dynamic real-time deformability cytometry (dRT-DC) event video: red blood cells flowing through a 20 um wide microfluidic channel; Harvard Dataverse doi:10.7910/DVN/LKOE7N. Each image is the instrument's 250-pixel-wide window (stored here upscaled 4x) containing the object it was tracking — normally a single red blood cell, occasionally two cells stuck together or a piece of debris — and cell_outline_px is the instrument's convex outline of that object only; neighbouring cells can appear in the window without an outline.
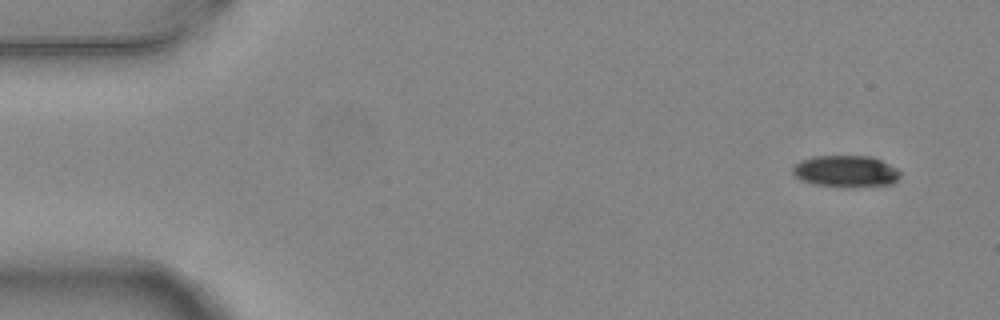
{"species": "common noctule bat (a hibernating species)", "species_latin": "Nyctalus noctula", "temperature_condition": "warm", "stored_images_in_passage": 5, "camera_frame_rate_fps": 3000, "um_per_image_px": 0.085, "animal": {"sex": "female", "body_mass_g": 24.6, "forearm_length_mm": 56.2}, "frame": {"image": 1, "passage_image": 1, "time_ms": 0.0, "image_size_px": [1000, 320], "cell_outline_px": [[900, 176], [892, 184], [844, 188], [812, 184], [800, 180], [792, 176], [792, 168], [800, 160], [816, 156], [872, 156], [896, 168], [900, 172]], "centroid_in_image_um": [71.85, 14.58], "position_along_channel_um": 13.2, "area_um2": 20.11}}
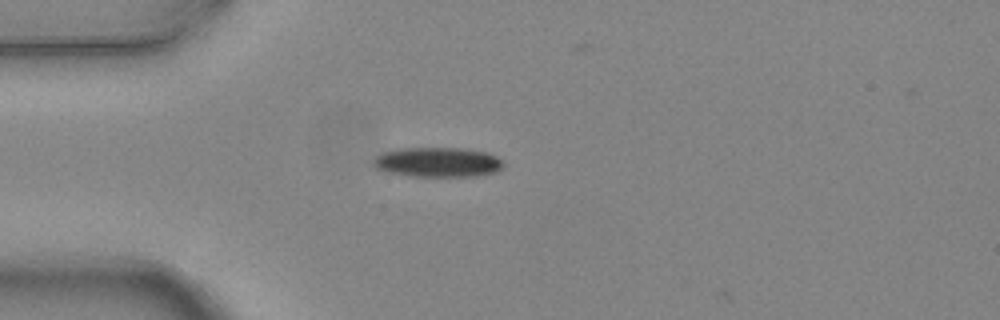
{"frame": {"image": 2, "passage_image": 4, "time_ms": 1.0, "image_size_px": [1000, 320], "cell_outline_px": [[504, 164], [496, 172], [476, 176], [412, 176], [388, 172], [376, 168], [372, 164], [376, 156], [384, 152], [400, 148], [464, 148], [488, 152], [496, 156]], "centroid_in_image_um": [37.21, 13.78], "position_along_channel_um": 47.8, "area_um2": 22.48}}